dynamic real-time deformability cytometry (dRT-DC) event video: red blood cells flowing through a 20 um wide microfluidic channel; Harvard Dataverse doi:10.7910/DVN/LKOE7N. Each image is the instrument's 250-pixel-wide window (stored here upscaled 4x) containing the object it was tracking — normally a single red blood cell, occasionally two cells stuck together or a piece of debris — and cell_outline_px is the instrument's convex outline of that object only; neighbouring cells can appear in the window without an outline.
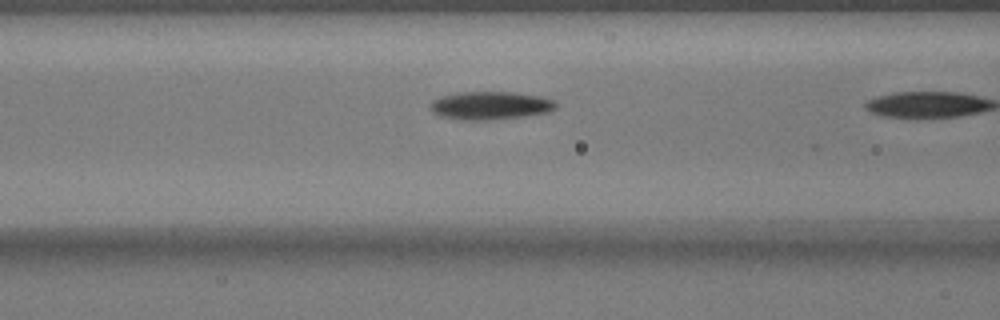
{"species": "common noctule bat (a hibernating species)", "species_latin": "Nyctalus noctula", "temperature_condition": "warm", "stored_images_in_passage": 11, "camera_frame_rate_fps": 3000, "um_per_image_px": 0.085, "animal": {"sex": "male", "body_mass_g": 17.9}, "frame": {"image": 1, "passage_image": 10, "time_ms": 3.0, "image_size_px": [1000, 320], "cell_outline_px": [[556, 108], [548, 112], [524, 116], [488, 120], [468, 120], [440, 116], [432, 112], [428, 108], [432, 100], [440, 96], [456, 92], [512, 92], [540, 96], [556, 100]], "centroid_in_image_um": [41.65, 8.96], "position_along_channel_um": 124.9, "area_um2": 20.69}}